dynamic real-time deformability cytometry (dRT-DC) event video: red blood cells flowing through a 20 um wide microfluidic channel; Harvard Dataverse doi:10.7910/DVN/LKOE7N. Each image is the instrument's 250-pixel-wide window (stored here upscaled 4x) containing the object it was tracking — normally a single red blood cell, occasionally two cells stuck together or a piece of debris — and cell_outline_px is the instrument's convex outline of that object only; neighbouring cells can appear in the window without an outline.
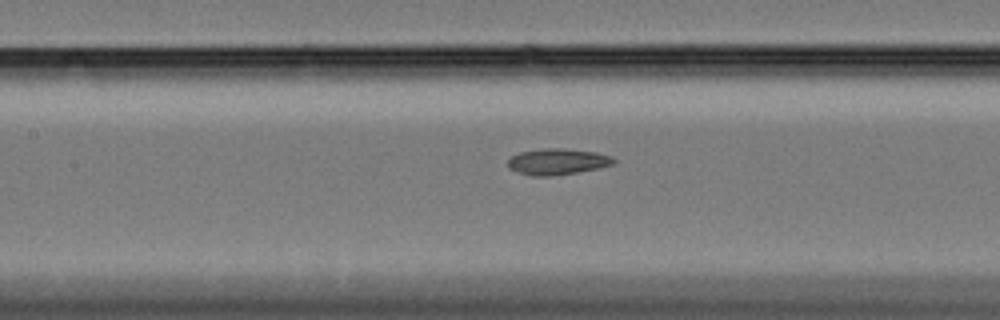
{"species": "Egyptian fruit bat (a non-hibernating species)", "species_latin": "Rousettus aegyptiacus", "temperature_condition": "cold", "stored_images_in_passage": 51, "segment_of_instrument_passage": [1, 2], "camera_frame_rate_fps": 3000, "um_per_image_px": 0.085, "animal": {"sex": "female"}, "frame": {"image": 1, "passage_image": 18, "time_ms": 5.667, "image_size_px": [1000, 320], "cell_outline_px": [[616, 164], [600, 168], [552, 176], [528, 176], [516, 172], [508, 168], [508, 160], [512, 156], [520, 152], [544, 148], [564, 148], [596, 152], [612, 156], [616, 160]], "centroid_in_image_um": [47.39, 13.74], "position_along_channel_um": 160.0, "area_um2": 16.36}}
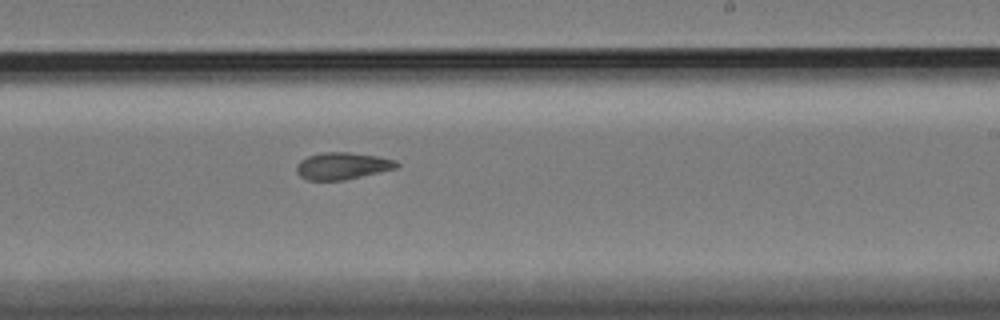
{"frame": {"image": 2, "passage_image": 27, "time_ms": 8.667, "image_size_px": [1000, 320], "cell_outline_px": [[400, 164], [396, 168], [344, 180], [308, 180], [300, 176], [296, 172], [296, 164], [300, 160], [308, 156], [324, 152], [348, 152], [380, 156], [396, 160]], "centroid_in_image_um": [29.09, 14.09], "position_along_channel_um": 259.9, "area_um2": 15.78}}
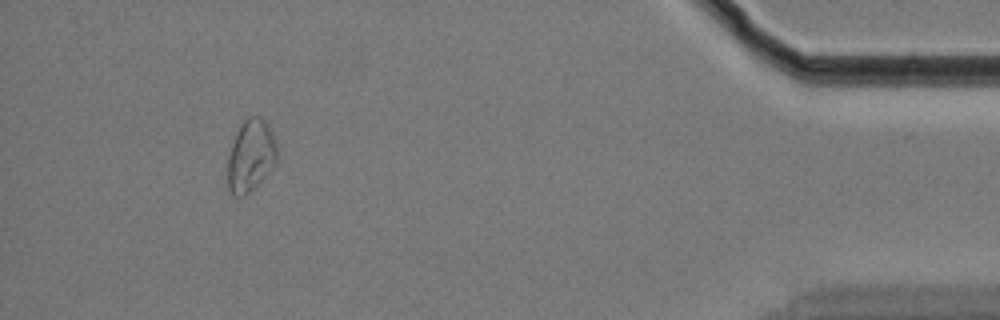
{"frame": {"image": 3, "passage_image": 46, "time_ms": 15.0, "image_size_px": [1000, 320], "cell_outline_px": [[276, 160], [272, 168], [256, 188], [244, 196], [236, 196], [228, 188], [228, 156], [236, 132], [240, 124], [248, 116], [260, 116], [268, 124], [272, 132], [276, 144]], "centroid_in_image_um": [21.31, 13.23], "position_along_channel_um": 413.9, "area_um2": 20.75}}